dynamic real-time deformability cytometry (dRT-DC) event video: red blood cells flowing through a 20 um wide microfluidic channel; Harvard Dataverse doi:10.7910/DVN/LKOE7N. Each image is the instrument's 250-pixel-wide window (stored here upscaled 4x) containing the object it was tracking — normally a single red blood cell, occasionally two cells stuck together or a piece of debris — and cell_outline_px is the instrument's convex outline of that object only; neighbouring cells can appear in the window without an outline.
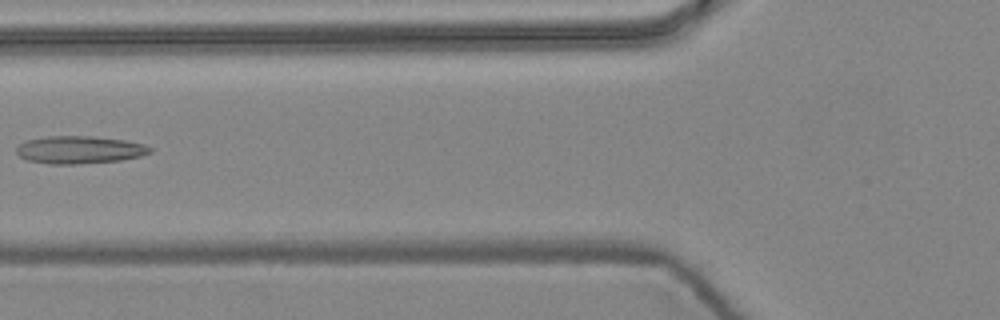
{"species": "common noctule bat (a hibernating species)", "species_latin": "Nyctalus noctula", "temperature_condition": "warm", "stored_images_in_passage": 7, "camera_frame_rate_fps": 3000, "um_per_image_px": 0.085, "animal": {"sex": "female", "body_mass_g": 24.6, "forearm_length_mm": 56.2}, "frame": {"image": 1, "passage_image": 6, "time_ms": 1.667, "image_size_px": [1000, 320], "cell_outline_px": [[152, 152], [140, 156], [120, 160], [76, 164], [48, 164], [28, 160], [20, 156], [16, 152], [16, 148], [24, 140], [48, 136], [92, 136], [124, 140], [144, 144], [152, 148]], "centroid_in_image_um": [6.74, 12.73], "position_along_channel_um": 119.1, "area_um2": 21.5}}
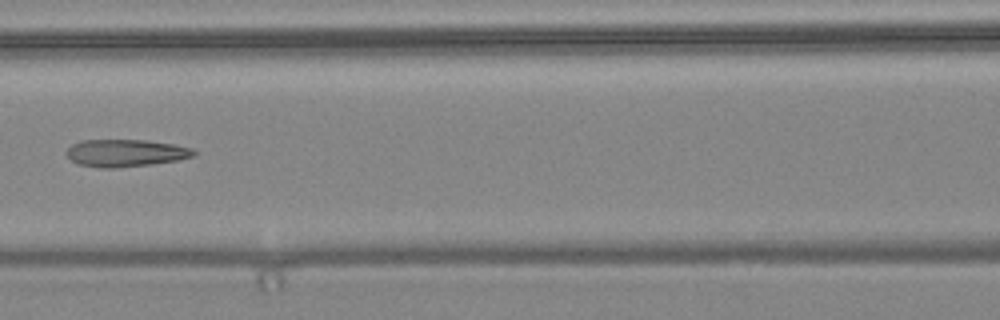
{"frame": {"image": 2, "passage_image": 7, "time_ms": 2.0, "image_size_px": [1000, 320], "cell_outline_px": [[196, 156], [176, 160], [152, 164], [116, 168], [100, 168], [76, 164], [64, 152], [72, 144], [80, 140], [144, 140], [172, 144], [192, 148], [196, 152]], "centroid_in_image_um": [10.64, 13.01], "position_along_channel_um": 156.0, "area_um2": 20.35}}